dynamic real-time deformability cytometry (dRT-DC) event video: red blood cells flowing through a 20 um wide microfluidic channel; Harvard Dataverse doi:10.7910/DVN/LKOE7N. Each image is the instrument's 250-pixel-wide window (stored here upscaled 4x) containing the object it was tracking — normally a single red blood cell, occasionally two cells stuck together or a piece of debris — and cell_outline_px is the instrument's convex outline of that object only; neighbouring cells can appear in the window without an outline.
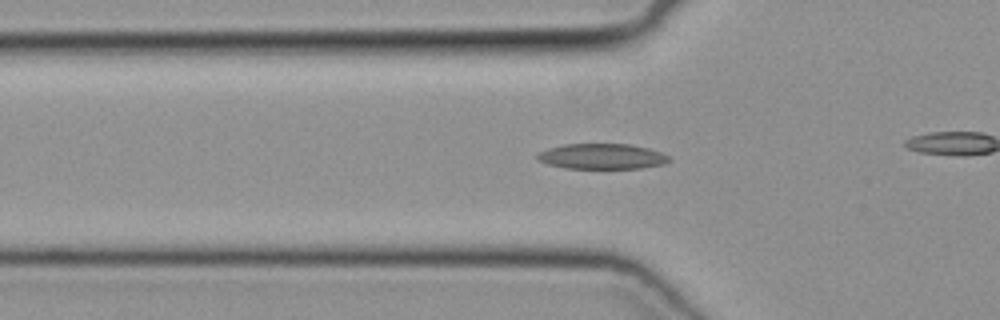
{"species": "common noctule bat (a hibernating species)", "species_latin": "Nyctalus noctula", "temperature_condition": "cold", "stored_images_in_passage": 40, "camera_frame_rate_fps": 3000, "um_per_image_px": 0.085, "animal": {"sex": "female", "body_mass_g": 19.3, "forearm_length_mm": 54.1}, "frame": {"image": 1, "passage_image": 17, "time_ms": 5.333, "image_size_px": [1000, 320], "cell_outline_px": [[672, 160], [664, 164], [640, 168], [564, 168], [548, 164], [536, 160], [536, 152], [548, 148], [564, 144], [628, 144], [648, 148], [660, 152], [668, 156]], "centroid_in_image_um": [51.12, 13.29], "position_along_channel_um": 74.7, "area_um2": 19.59}}
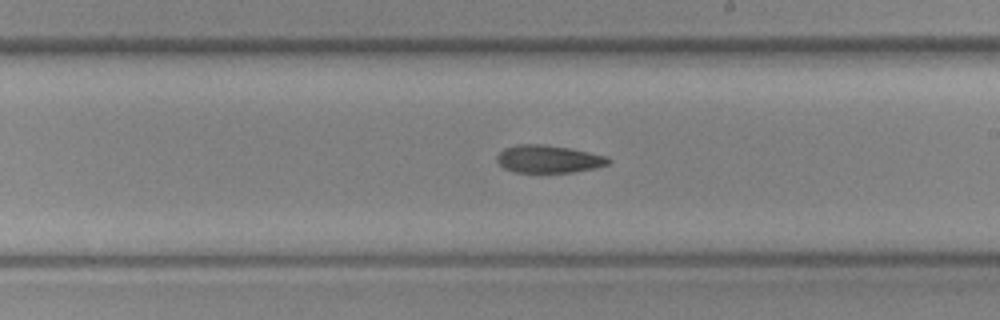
{"frame": {"image": 2, "passage_image": 29, "time_ms": 9.333, "image_size_px": [1000, 320], "cell_outline_px": [[612, 160], [608, 164], [596, 168], [572, 172], [516, 172], [504, 168], [496, 160], [496, 156], [504, 148], [516, 144], [544, 144], [568, 148], [608, 156]], "centroid_in_image_um": [46.63, 13.51], "position_along_channel_um": 242.4, "area_um2": 17.98}}
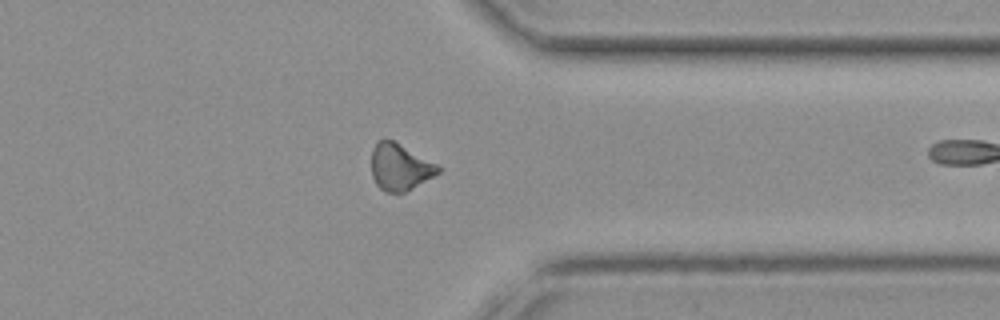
{"frame": {"image": 3, "passage_image": 39, "time_ms": 12.667, "image_size_px": [1000, 320], "cell_outline_px": [[440, 172], [404, 192], [384, 192], [376, 184], [372, 176], [372, 148], [376, 140], [384, 136], [392, 140], [436, 164], [440, 168]], "centroid_in_image_um": [33.92, 14.17], "position_along_channel_um": 377.5, "area_um2": 17.92}}